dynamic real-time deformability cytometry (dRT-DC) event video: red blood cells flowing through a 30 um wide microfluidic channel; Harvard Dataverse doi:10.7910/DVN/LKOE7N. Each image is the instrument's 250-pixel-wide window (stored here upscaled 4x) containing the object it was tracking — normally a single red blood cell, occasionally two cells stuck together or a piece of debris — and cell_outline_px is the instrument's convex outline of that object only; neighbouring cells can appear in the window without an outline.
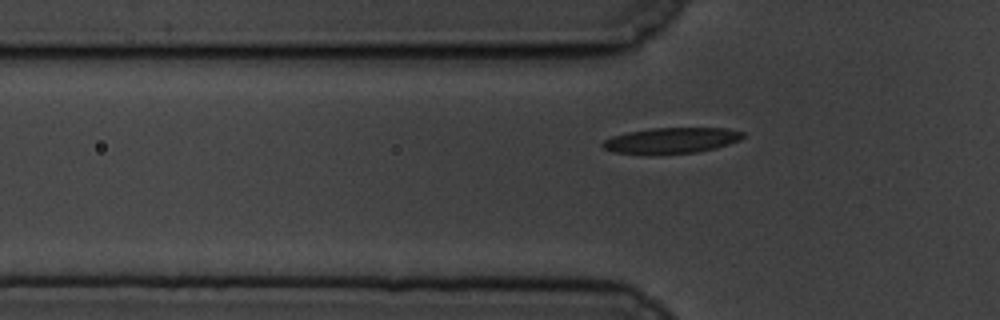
{"species": "common noctule bat (a hibernating species)", "species_latin": "Nyctalus noctula", "temperature_condition": "cold", "stored_images_in_passage": 43, "camera_frame_rate_fps": 3000, "um_per_image_px": 0.085, "animal": {"sex": "male", "body_mass_g": 19.5, "forearm_length_mm": 54.6}, "frame": {"image": 1, "passage_image": 5, "time_ms": 1.333, "image_size_px": [1000, 320], "cell_outline_px": [[744, 136], [740, 140], [716, 148], [696, 152], [648, 156], [612, 152], [604, 148], [600, 144], [604, 140], [612, 136], [628, 132], [652, 128], [728, 128], [744, 132]], "centroid_in_image_um": [57.02, 11.96], "position_along_channel_um": 68.8, "area_um2": 21.56}}
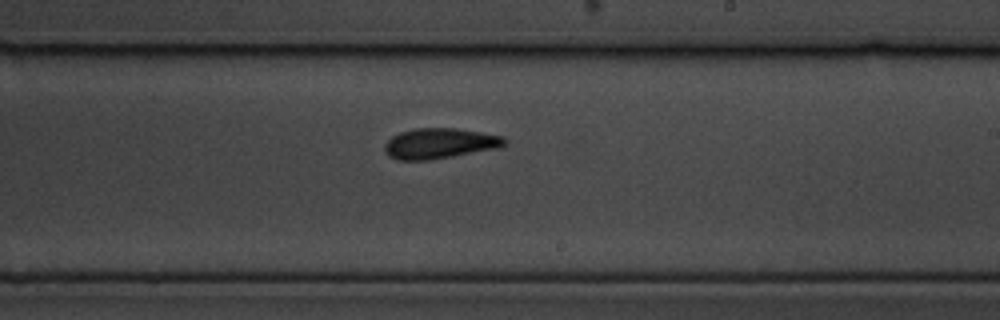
{"frame": {"image": 2, "passage_image": 21, "time_ms": 6.667, "image_size_px": [1000, 320], "cell_outline_px": [[508, 140], [500, 148], [428, 160], [396, 160], [388, 156], [384, 152], [384, 144], [392, 136], [400, 132], [416, 128], [456, 128], [504, 136]], "centroid_in_image_um": [37.36, 12.19], "position_along_channel_um": 251.6, "area_um2": 21.39}}
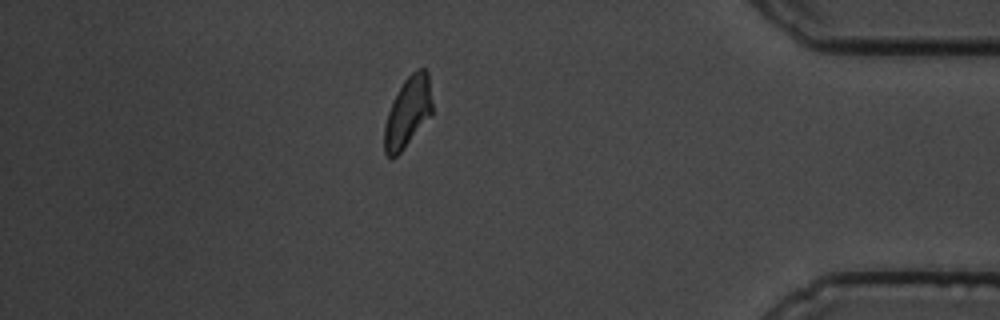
{"frame": {"image": 3, "passage_image": 37, "time_ms": 12.0, "image_size_px": [1000, 320], "cell_outline_px": [[432, 112], [404, 148], [392, 160], [384, 152], [384, 124], [388, 112], [404, 80], [412, 72], [420, 68], [424, 68], [428, 72], [432, 104]], "centroid_in_image_um": [34.65, 9.54], "position_along_channel_um": 400.6, "area_um2": 19.19}}